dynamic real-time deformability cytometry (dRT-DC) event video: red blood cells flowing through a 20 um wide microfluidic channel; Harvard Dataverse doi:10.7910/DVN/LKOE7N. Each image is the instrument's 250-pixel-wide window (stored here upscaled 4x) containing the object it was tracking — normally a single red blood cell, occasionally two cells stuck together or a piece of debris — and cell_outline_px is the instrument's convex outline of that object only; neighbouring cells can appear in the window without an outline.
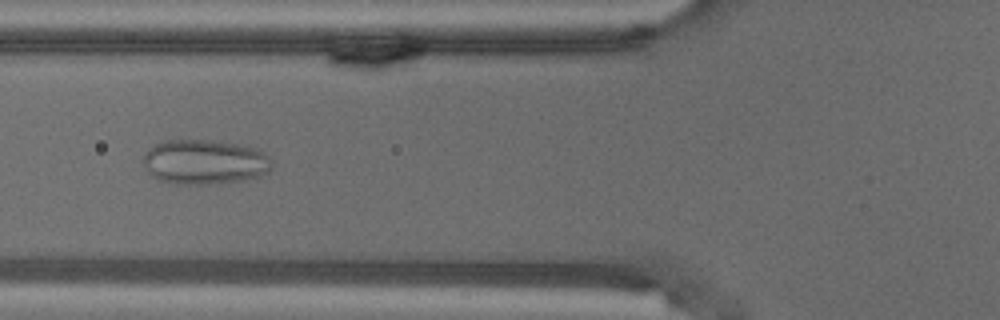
{"species": "common noctule bat (a hibernating species)", "species_latin": "Nyctalus noctula", "temperature_condition": "warm", "stored_images_in_passage": 55, "camera_frame_rate_fps": 3000, "um_per_image_px": 0.085, "animal": {"sex": "male", "body_mass_g": 18.8}, "frame": {"image": 1, "passage_image": 21, "time_ms": 6.667, "image_size_px": [1000, 320], "cell_outline_px": [[272, 168], [268, 172], [260, 176], [244, 180], [204, 184], [176, 184], [156, 180], [148, 172], [144, 164], [144, 156], [148, 148], [164, 140], [208, 140], [236, 144], [260, 148], [272, 160]], "centroid_in_image_um": [17.41, 13.77], "position_along_channel_um": 108.4, "area_um2": 33.76}}
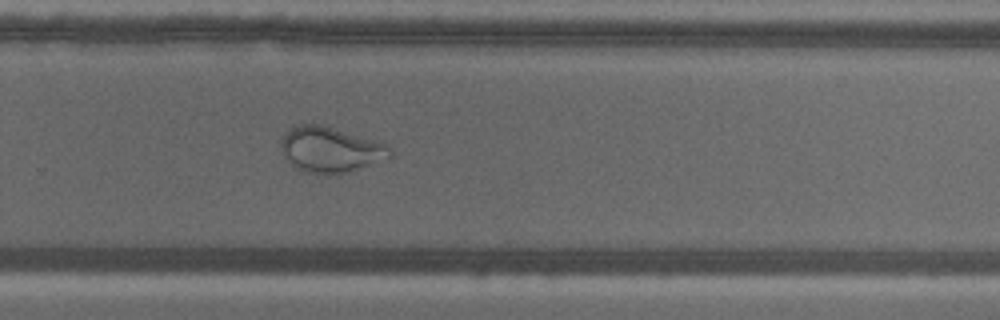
{"frame": {"image": 2, "passage_image": 37, "time_ms": 12.0, "image_size_px": [1000, 320], "cell_outline_px": [[392, 156], [348, 172], [308, 172], [296, 168], [280, 152], [280, 140], [284, 132], [288, 128], [300, 124], [320, 124], [372, 140], [384, 144], [392, 152]], "centroid_in_image_um": [27.99, 12.68], "position_along_channel_um": 301.8, "area_um2": 28.09}}
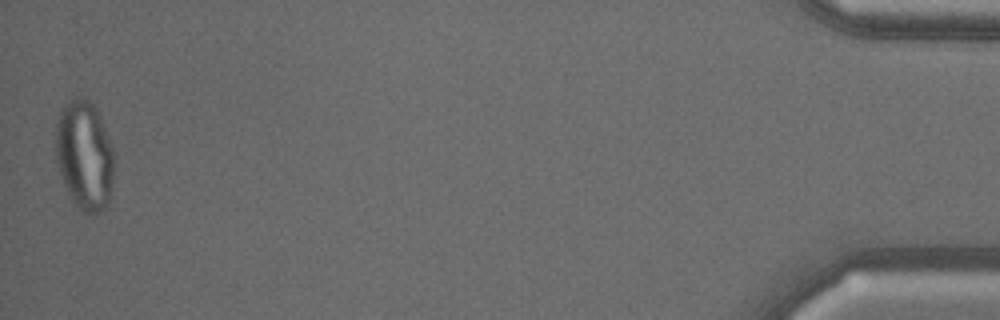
{"frame": {"image": 3, "passage_image": 55, "time_ms": 18.0, "image_size_px": [1000, 320], "cell_outline_px": [[116, 156], [112, 180], [108, 200], [104, 208], [100, 212], [84, 212], [76, 208], [68, 196], [56, 160], [56, 124], [60, 112], [76, 96], [84, 96], [96, 108]], "centroid_in_image_um": [7.18, 13.22], "position_along_channel_um": 428.0, "area_um2": 37.17}}